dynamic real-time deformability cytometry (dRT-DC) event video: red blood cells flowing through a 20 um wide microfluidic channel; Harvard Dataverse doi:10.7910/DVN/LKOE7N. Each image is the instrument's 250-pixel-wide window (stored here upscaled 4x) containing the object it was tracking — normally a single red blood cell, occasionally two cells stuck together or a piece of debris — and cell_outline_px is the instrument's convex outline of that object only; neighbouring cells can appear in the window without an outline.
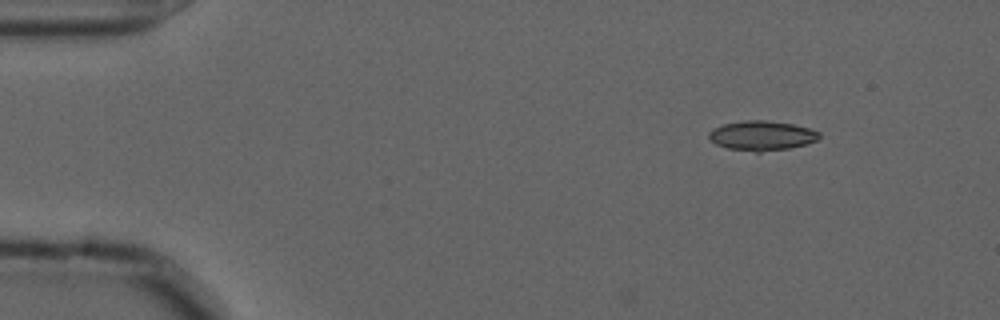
{"species": "common noctule bat (a hibernating species)", "species_latin": "Nyctalus noctula", "temperature_condition": "cold", "stored_images_in_passage": 5, "camera_frame_rate_fps": 3000, "um_per_image_px": 0.085, "animal": {"sex": "male", "forearm_length_mm": 52.5}, "frame": {"image": 1, "passage_image": 1, "time_ms": 0.0, "image_size_px": [1000, 320], "cell_outline_px": [[820, 136], [816, 140], [804, 144], [788, 148], [760, 152], [756, 152], [728, 148], [716, 144], [708, 136], [708, 132], [712, 128], [724, 124], [744, 120], [764, 120], [792, 124], [808, 128], [820, 132]], "centroid_in_image_um": [64.72, 11.52], "position_along_channel_um": 20.3, "area_um2": 18.84}}